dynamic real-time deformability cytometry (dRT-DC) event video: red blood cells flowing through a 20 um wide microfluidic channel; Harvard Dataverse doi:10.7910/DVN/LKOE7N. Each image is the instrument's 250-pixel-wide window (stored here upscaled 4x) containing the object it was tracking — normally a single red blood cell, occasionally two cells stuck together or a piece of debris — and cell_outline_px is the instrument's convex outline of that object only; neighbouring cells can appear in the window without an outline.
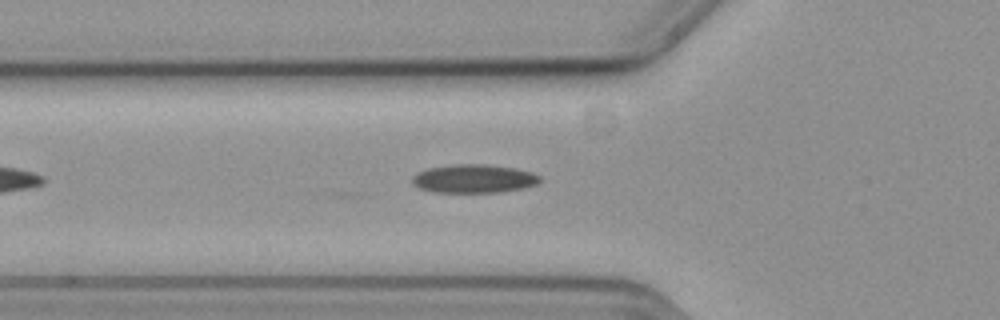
{"species": "common noctule bat (a hibernating species)", "species_latin": "Nyctalus noctula", "temperature_condition": "cold", "stored_images_in_passage": 42, "camera_frame_rate_fps": 3000, "um_per_image_px": 0.085, "animal": {"sex": "female", "body_mass_g": 19.3, "forearm_length_mm": 54.1}, "frame": {"image": 1, "passage_image": 8, "time_ms": 2.333, "image_size_px": [1000, 320], "cell_outline_px": [[540, 180], [536, 184], [524, 188], [500, 192], [432, 192], [420, 188], [412, 184], [412, 176], [416, 172], [428, 168], [452, 164], [484, 164], [516, 168], [532, 172], [540, 176]], "centroid_in_image_um": [40.25, 15.18], "position_along_channel_um": 85.5, "area_um2": 21.33}}
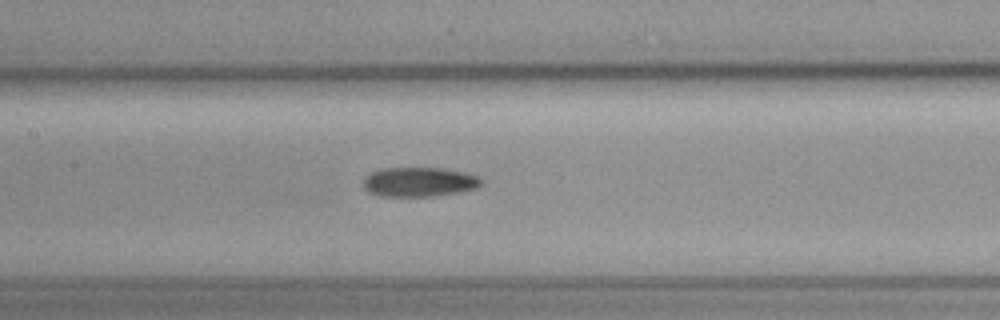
{"frame": {"image": 2, "passage_image": 15, "time_ms": 4.667, "image_size_px": [1000, 320], "cell_outline_px": [[484, 180], [476, 188], [460, 192], [432, 196], [380, 196], [368, 192], [364, 188], [364, 180], [372, 172], [380, 168], [440, 168], [464, 172], [480, 176]], "centroid_in_image_um": [35.65, 15.46], "position_along_channel_um": 171.7, "area_um2": 20.23}}
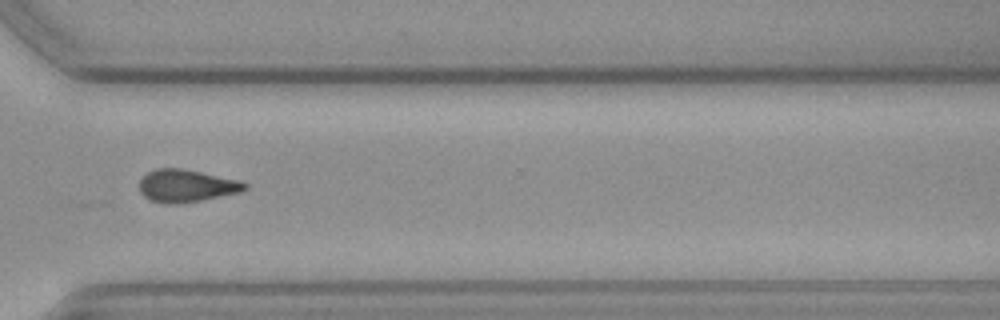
{"frame": {"image": 3, "passage_image": 30, "time_ms": 9.667, "image_size_px": [1000, 320], "cell_outline_px": [[248, 188], [240, 192], [204, 200], [176, 204], [164, 204], [152, 200], [144, 196], [140, 192], [140, 180], [148, 172], [156, 168], [180, 168], [240, 180], [248, 184]], "centroid_in_image_um": [15.86, 15.8], "position_along_channel_um": 354.7, "area_um2": 20.0}}